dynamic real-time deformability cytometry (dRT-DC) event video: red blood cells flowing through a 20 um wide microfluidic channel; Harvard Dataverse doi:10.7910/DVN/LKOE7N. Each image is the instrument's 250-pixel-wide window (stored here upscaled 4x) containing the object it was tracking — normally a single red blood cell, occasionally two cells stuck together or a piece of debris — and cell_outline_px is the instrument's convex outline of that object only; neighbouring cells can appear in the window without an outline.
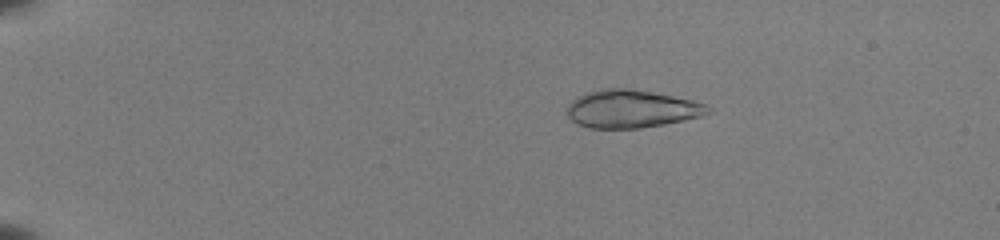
{"species": "common noctule bat (a hibernating species)", "species_latin": "Nyctalus noctula", "temperature_condition": "room temperature", "stored_images_in_passage": 43, "camera_frame_rate_fps": 3000, "um_per_image_px": 0.085, "animal": {"sex": "female", "body_mass_g": 22.0, "forearm_length_mm": 56.7}, "frame": {"image": 1, "passage_image": 1, "time_ms": 0.0, "image_size_px": [1000, 240], "cell_outline_px": [[712, 112], [700, 116], [684, 120], [664, 124], [640, 128], [588, 128], [576, 124], [568, 116], [568, 104], [572, 100], [584, 92], [600, 88], [628, 88], [652, 92], [692, 100], [708, 104], [712, 108]], "centroid_in_image_um": [53.67, 9.25], "position_along_channel_um": 31.3, "area_um2": 31.27}}